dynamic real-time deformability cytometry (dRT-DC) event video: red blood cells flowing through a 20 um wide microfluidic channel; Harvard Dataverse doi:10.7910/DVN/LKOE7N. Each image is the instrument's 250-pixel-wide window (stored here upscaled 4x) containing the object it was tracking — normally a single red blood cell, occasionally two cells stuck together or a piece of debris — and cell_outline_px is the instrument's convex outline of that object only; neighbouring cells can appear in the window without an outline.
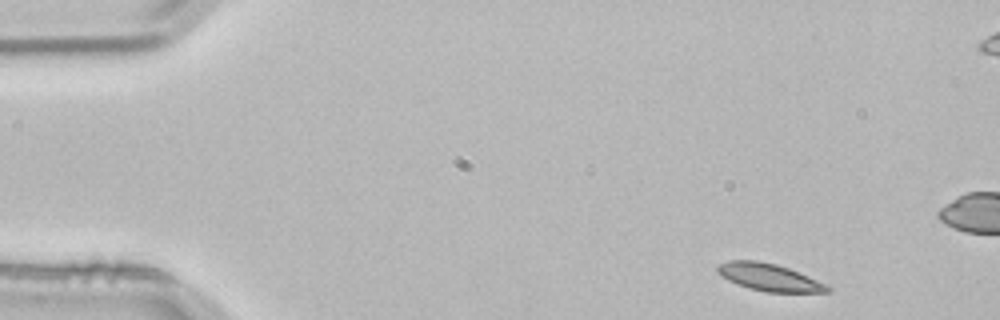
{"species": "common noctule bat (a hibernating species)", "species_latin": "Nyctalus noctula", "temperature_condition": "room temperature", "stored_images_in_passage": 3, "camera_frame_rate_fps": 3000, "um_per_image_px": 0.085, "animal": {"sex": "male", "body_mass_g": 21.5, "forearm_length_mm": 52.0}, "frame": {"image": 1, "passage_image": 1, "time_ms": 0.0, "image_size_px": [1000, 320], "cell_outline_px": [[832, 292], [764, 292], [748, 288], [736, 284], [720, 276], [716, 272], [716, 268], [720, 264], [728, 260], [760, 260], [776, 264], [788, 268], [828, 284], [832, 288]], "centroid_in_image_um": [65.37, 23.57], "position_along_channel_um": 19.6, "area_um2": 17.74}}